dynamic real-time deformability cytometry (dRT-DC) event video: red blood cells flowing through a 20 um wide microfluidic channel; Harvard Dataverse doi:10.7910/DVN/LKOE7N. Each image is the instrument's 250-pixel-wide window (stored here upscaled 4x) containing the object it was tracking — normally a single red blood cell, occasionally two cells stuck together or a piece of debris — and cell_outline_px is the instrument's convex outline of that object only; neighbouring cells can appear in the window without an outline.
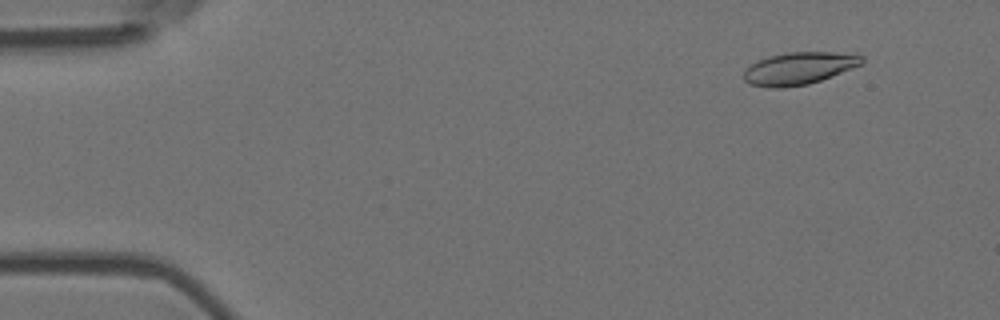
{"species": "Egyptian fruit bat (a non-hibernating species)", "species_latin": "Rousettus aegyptiacus", "temperature_condition": "room temperature", "stored_images_in_passage": 5, "camera_frame_rate_fps": 3000, "um_per_image_px": 0.085, "animal": {"sex": "female"}, "frame": {"image": 1, "passage_image": 2, "time_ms": 0.333, "image_size_px": [1000, 320], "cell_outline_px": [[864, 64], [820, 80], [808, 84], [784, 88], [768, 88], [748, 84], [744, 80], [744, 72], [752, 64], [760, 60], [772, 56], [788, 52], [856, 52], [864, 56]], "centroid_in_image_um": [67.99, 5.8], "position_along_channel_um": 17.0, "area_um2": 22.43}}
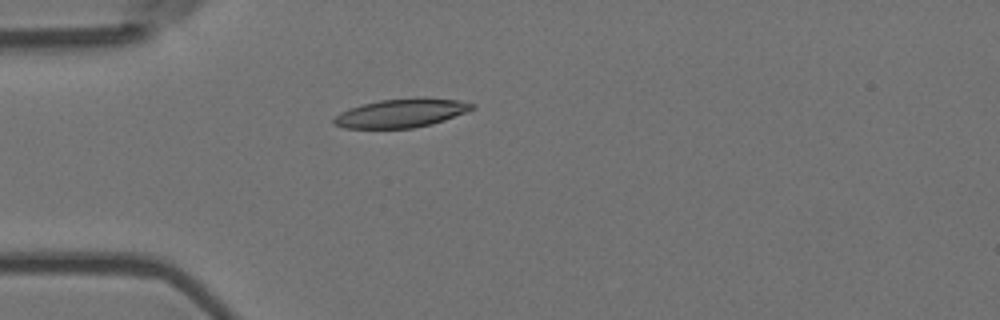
{"frame": {"image": 2, "passage_image": 4, "time_ms": 1.0, "image_size_px": [1000, 320], "cell_outline_px": [[476, 108], [444, 120], [432, 124], [412, 128], [344, 128], [332, 124], [332, 120], [340, 112], [364, 104], [380, 100], [456, 100], [476, 104]], "centroid_in_image_um": [34.06, 9.66], "position_along_channel_um": 50.9, "area_um2": 22.08}}